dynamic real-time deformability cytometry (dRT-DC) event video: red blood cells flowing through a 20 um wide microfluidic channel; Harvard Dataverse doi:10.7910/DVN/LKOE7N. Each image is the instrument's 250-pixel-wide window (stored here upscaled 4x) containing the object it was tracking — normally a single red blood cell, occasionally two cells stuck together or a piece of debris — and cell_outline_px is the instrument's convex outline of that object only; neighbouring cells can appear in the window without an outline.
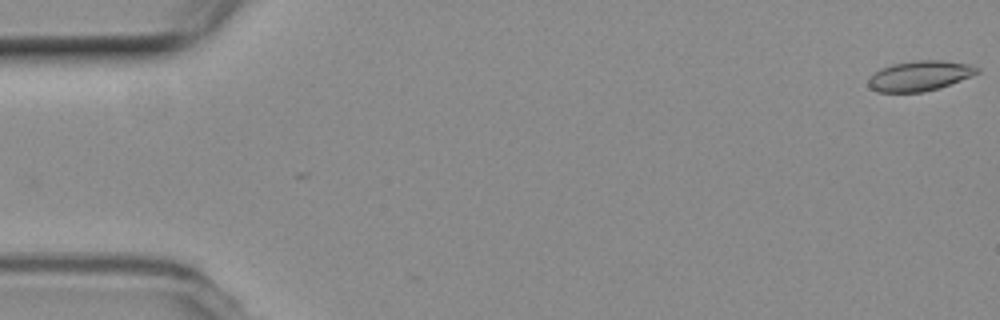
{"species": "common noctule bat (a hibernating species)", "species_latin": "Nyctalus noctula", "temperature_condition": "room temperature", "stored_images_in_passage": 3, "camera_frame_rate_fps": 3000, "um_per_image_px": 0.085, "animal": {"sex": "female", "body_mass_g": 19.3, "forearm_length_mm": 54.1}, "frame": {"image": 1, "passage_image": 1, "time_ms": 0.0, "image_size_px": [1000, 320], "cell_outline_px": [[980, 72], [940, 88], [924, 92], [876, 92], [868, 84], [868, 80], [876, 72], [892, 64], [920, 60], [940, 60], [968, 64], [980, 68]], "centroid_in_image_um": [78.2, 6.45], "position_along_channel_um": 6.8, "area_um2": 18.79}}